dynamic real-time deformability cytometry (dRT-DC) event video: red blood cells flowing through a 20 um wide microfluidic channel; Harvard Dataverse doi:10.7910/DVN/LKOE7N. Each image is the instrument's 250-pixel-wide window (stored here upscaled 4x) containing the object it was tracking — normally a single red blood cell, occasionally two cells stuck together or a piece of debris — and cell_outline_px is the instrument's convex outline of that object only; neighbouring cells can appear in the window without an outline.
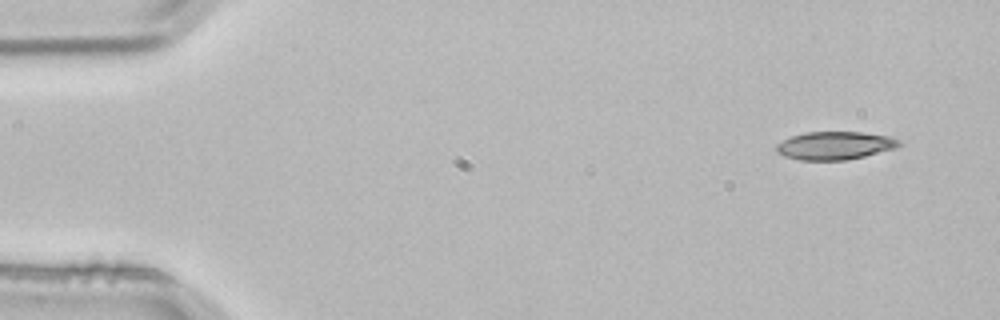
{"species": "common noctule bat (a hibernating species)", "species_latin": "Nyctalus noctula", "temperature_condition": "room temperature", "stored_images_in_passage": 4, "segment_of_instrument_passage": [2, 2], "camera_frame_rate_fps": 3000, "um_per_image_px": 0.085, "animal": {"sex": "male", "body_mass_g": 21.5, "forearm_length_mm": 52.0}, "frame": {"image": 1, "passage_image": 4, "time_ms": 1.0, "image_size_px": [1000, 320], "cell_outline_px": [[904, 144], [896, 148], [848, 160], [800, 160], [784, 156], [776, 152], [776, 144], [792, 136], [804, 132], [860, 132], [888, 136], [900, 140]], "centroid_in_image_um": [70.97, 12.37], "position_along_channel_um": 14.0, "area_um2": 20.11}}